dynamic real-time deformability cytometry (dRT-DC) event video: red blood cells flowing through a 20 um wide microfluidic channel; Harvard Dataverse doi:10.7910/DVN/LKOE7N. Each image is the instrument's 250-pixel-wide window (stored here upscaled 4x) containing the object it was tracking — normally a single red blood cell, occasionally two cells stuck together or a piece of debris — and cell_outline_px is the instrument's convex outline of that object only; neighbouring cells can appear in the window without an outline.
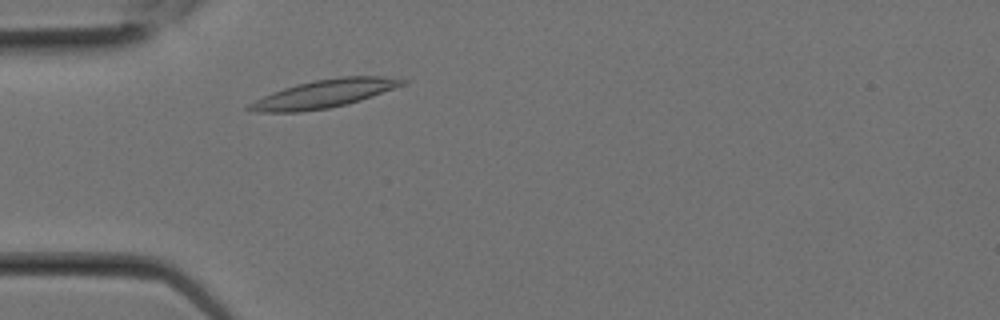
{"species": "Egyptian fruit bat (a non-hibernating species)", "species_latin": "Rousettus aegyptiacus", "temperature_condition": "room temperature", "stored_images_in_passage": 1, "camera_frame_rate_fps": 3000, "um_per_image_px": 0.085, "animal": {"sex": "female"}, "frame": {"image": 1, "passage_image": 1, "time_ms": 0.0, "image_size_px": [1000, 320], "cell_outline_px": [[408, 80], [404, 84], [372, 96], [360, 100], [328, 108], [300, 112], [256, 112], [244, 108], [248, 104], [272, 92], [296, 84], [312, 80], [340, 76], [384, 76]], "centroid_in_image_um": [27.52, 7.96], "position_along_channel_um": 57.5, "area_um2": 24.85}}